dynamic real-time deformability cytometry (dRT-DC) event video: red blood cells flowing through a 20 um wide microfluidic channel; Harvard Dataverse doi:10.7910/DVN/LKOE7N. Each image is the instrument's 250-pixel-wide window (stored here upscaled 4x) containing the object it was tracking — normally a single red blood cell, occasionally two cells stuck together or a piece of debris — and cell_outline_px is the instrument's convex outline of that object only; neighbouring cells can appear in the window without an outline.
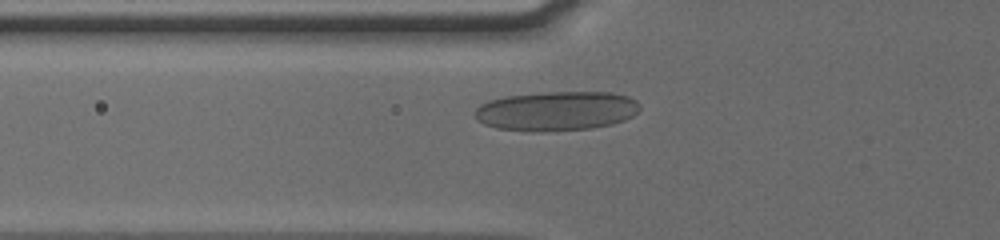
{"species": "human", "species_latin": "Homo sapiens", "temperature_condition": "cold", "stored_images_in_passage": 45, "camera_frame_rate_fps": 3000, "um_per_image_px": 0.085, "donor": {"sex": "male"}, "frame": {"image": 1, "passage_image": 10, "time_ms": 3.0, "image_size_px": [1000, 240], "cell_outline_px": [[640, 108], [632, 116], [624, 120], [612, 124], [592, 128], [544, 132], [496, 128], [484, 124], [476, 120], [476, 108], [480, 104], [488, 100], [504, 96], [544, 92], [612, 92], [628, 96], [636, 100], [640, 104]], "centroid_in_image_um": [47.3, 9.43], "position_along_channel_um": 78.5, "area_um2": 38.09}}
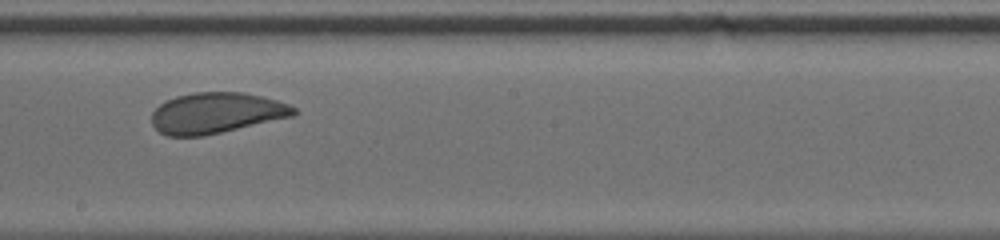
{"frame": {"image": 2, "passage_image": 22, "time_ms": 7.0, "image_size_px": [1000, 240], "cell_outline_px": [[296, 112], [292, 116], [204, 136], [168, 136], [160, 132], [152, 124], [152, 112], [160, 104], [176, 96], [196, 92], [244, 92], [276, 100], [288, 104], [296, 108]], "centroid_in_image_um": [18.36, 9.6], "position_along_channel_um": 229.8, "area_um2": 33.47}}
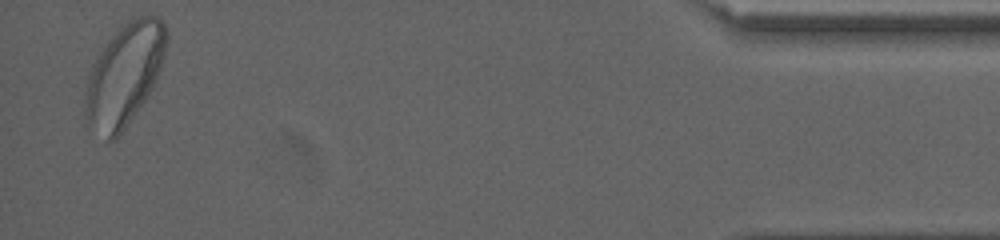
{"frame": {"image": 3, "passage_image": 43, "time_ms": 14.0, "image_size_px": [1000, 240], "cell_outline_px": [[168, 40], [164, 56], [160, 68], [144, 100], [116, 140], [108, 140], [88, 116], [84, 104], [88, 76], [92, 64], [96, 56], [104, 44], [116, 28], [128, 20], [136, 16], [156, 16], [164, 24], [168, 32]], "centroid_in_image_um": [10.6, 6.22], "position_along_channel_um": 424.6, "area_um2": 47.16}}